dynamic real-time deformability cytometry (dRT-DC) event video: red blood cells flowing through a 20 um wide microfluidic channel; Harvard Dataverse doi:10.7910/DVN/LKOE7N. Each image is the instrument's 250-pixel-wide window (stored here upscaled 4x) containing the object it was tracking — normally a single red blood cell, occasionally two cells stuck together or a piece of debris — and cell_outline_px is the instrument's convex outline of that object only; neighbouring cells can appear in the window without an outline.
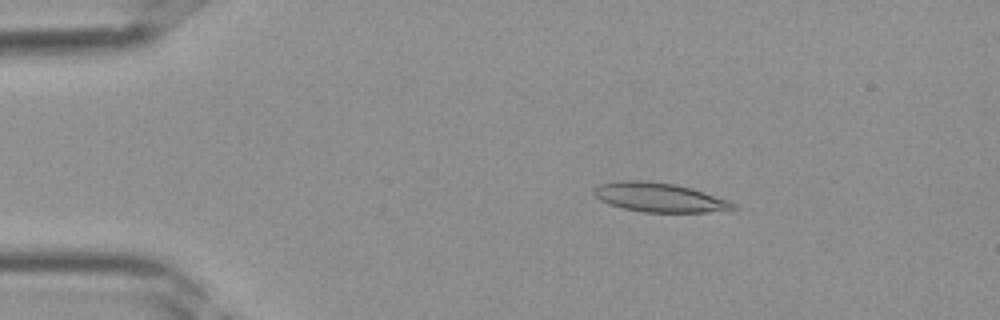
{"species": "Egyptian fruit bat (a non-hibernating species)", "species_latin": "Rousettus aegyptiacus", "temperature_condition": "room temperature", "stored_images_in_passage": 39, "camera_frame_rate_fps": 3000, "um_per_image_px": 0.085, "frame": {"image": 1, "passage_image": 7, "time_ms": 2.0, "image_size_px": [1000, 320], "cell_outline_px": [[740, 208], [708, 212], [644, 212], [624, 208], [608, 204], [600, 200], [592, 192], [600, 184], [620, 180], [644, 180], [676, 184], [692, 188], [728, 200], [736, 204]], "centroid_in_image_um": [56.06, 16.77], "position_along_channel_um": 28.9, "area_um2": 23.7}}
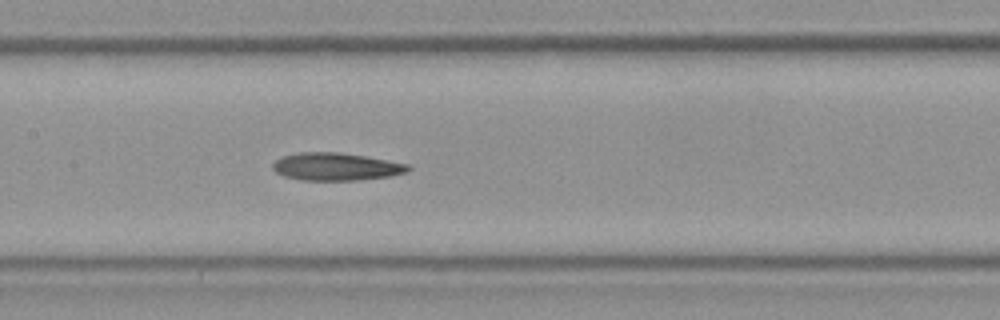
{"frame": {"image": 2, "passage_image": 19, "time_ms": 6.0, "image_size_px": [1000, 320], "cell_outline_px": [[412, 168], [408, 172], [392, 176], [356, 180], [304, 180], [284, 176], [276, 172], [272, 168], [272, 164], [276, 160], [284, 156], [296, 152], [340, 152], [364, 156], [408, 164]], "centroid_in_image_um": [28.57, 14.16], "position_along_channel_um": 178.8, "area_um2": 21.79}}
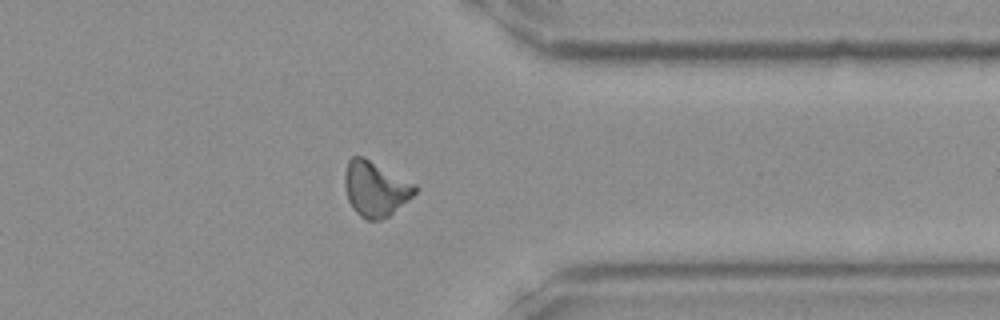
{"frame": {"image": 3, "passage_image": 31, "time_ms": 10.0, "image_size_px": [1000, 320], "cell_outline_px": [[416, 192], [408, 200], [388, 216], [380, 220], [368, 220], [360, 216], [352, 208], [348, 200], [344, 184], [344, 172], [348, 160], [352, 156], [364, 156], [416, 184]], "centroid_in_image_um": [31.88, 16.03], "position_along_channel_um": 379.5, "area_um2": 22.6}}